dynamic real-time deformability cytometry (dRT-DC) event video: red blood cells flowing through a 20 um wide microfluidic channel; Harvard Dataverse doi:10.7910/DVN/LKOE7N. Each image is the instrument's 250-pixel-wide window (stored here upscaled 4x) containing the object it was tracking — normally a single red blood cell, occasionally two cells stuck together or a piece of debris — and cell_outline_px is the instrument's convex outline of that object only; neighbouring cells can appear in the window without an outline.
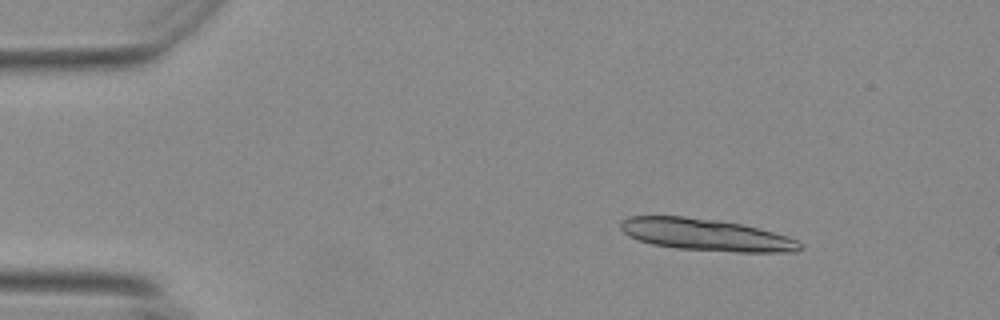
{"species": "Egyptian fruit bat (a non-hibernating species)", "species_latin": "Rousettus aegyptiacus", "temperature_condition": "warm", "stored_images_in_passage": 15, "camera_frame_rate_fps": 3000, "um_per_image_px": 0.085, "animal": {"sex": "female"}, "frame": {"image": 1, "passage_image": 7, "time_ms": 2.0, "image_size_px": [1000, 320], "cell_outline_px": [[804, 248], [796, 252], [736, 252], [676, 248], [652, 244], [628, 236], [620, 228], [620, 224], [628, 216], [684, 216], [720, 220], [740, 224], [788, 236], [796, 240]], "centroid_in_image_um": [60.01, 19.96], "position_along_channel_um": 25.0, "area_um2": 33.23}}